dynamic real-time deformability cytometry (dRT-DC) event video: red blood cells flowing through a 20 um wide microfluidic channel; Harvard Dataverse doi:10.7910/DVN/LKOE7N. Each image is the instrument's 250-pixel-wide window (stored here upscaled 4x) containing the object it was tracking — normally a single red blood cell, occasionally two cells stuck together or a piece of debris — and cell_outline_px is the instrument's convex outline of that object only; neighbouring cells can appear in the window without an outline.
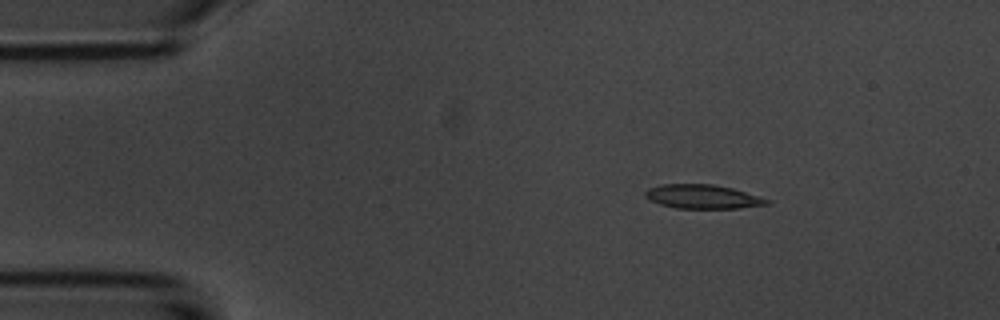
{"species": "common noctule bat (a hibernating species)", "species_latin": "Nyctalus noctula", "temperature_condition": "room temperature", "stored_images_in_passage": 50, "camera_frame_rate_fps": 3000, "um_per_image_px": 0.085, "animal": {"sex": "male", "body_mass_g": 20.1, "forearm_length_mm": 53.5}, "frame": {"image": 1, "passage_image": 5, "time_ms": 1.333, "image_size_px": [1000, 320], "cell_outline_px": [[772, 204], [740, 208], [676, 208], [660, 204], [644, 196], [644, 192], [648, 188], [660, 184], [712, 184], [732, 188], [772, 200]], "centroid_in_image_um": [59.76, 16.71], "position_along_channel_um": 25.2, "area_um2": 17.05}}
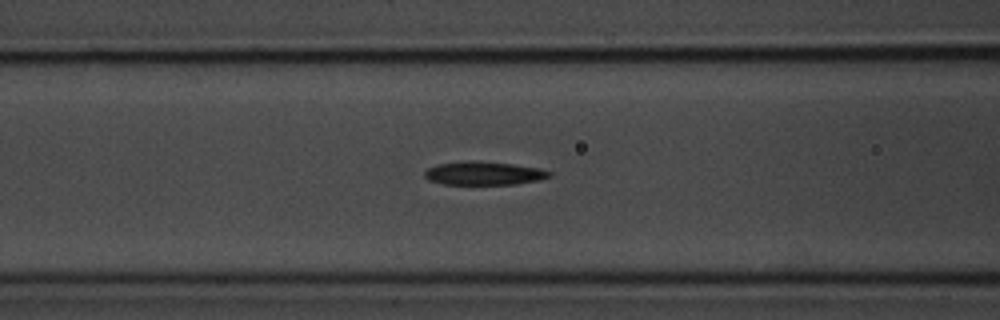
{"frame": {"image": 2, "passage_image": 18, "time_ms": 5.667, "image_size_px": [1000, 320], "cell_outline_px": [[552, 176], [540, 180], [516, 184], [444, 184], [428, 180], [424, 176], [424, 172], [428, 168], [436, 164], [468, 160], [476, 160], [512, 164], [540, 168], [552, 172]], "centroid_in_image_um": [41.13, 14.72], "position_along_channel_um": 125.5, "area_um2": 17.22}}
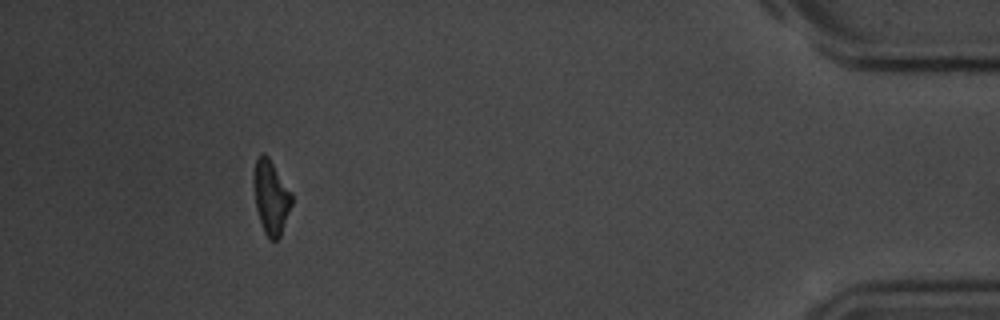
{"frame": {"image": 3, "passage_image": 46, "time_ms": 15.0, "image_size_px": [1000, 320], "cell_outline_px": [[292, 204], [280, 236], [276, 240], [268, 240], [264, 232], [256, 208], [252, 180], [256, 160], [264, 152], [268, 156], [292, 192]], "centroid_in_image_um": [23.03, 16.76], "position_along_channel_um": 412.2, "area_um2": 16.42}, "authors_computed_cell_mechanics": {"area_um2": 17.3689, "velocity_mm_per_s": 3.7339, "shape_relaxation_time_tau1_ms": 11.3115, "shape_relaxation_time_tau2_ms": null, "deformation_change_tau1": 0.2399, "deformation_change_tau2": null}}